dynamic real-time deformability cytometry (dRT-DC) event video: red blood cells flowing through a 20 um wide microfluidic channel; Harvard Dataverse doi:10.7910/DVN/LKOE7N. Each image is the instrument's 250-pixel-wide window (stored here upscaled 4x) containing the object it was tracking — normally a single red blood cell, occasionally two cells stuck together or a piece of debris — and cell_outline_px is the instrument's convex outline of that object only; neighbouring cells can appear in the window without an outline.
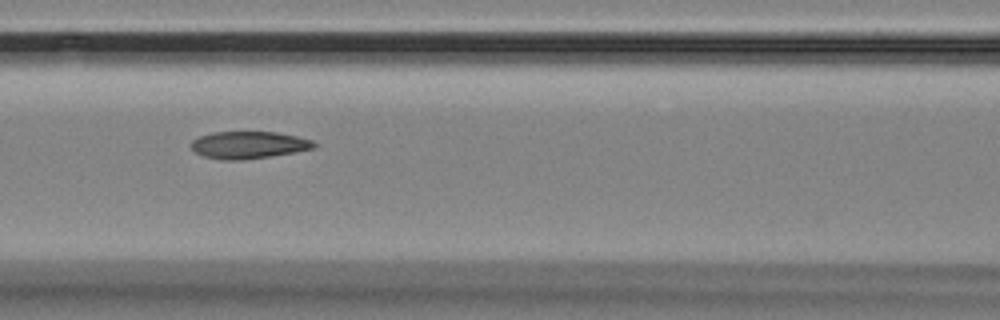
{"species": "Egyptian fruit bat (a non-hibernating species)", "species_latin": "Rousettus aegyptiacus", "temperature_condition": "room temperature", "stored_images_in_passage": 14, "camera_frame_rate_fps": 3000, "um_per_image_px": 0.085, "animal": {"sex": "female"}, "frame": {"image": 1, "passage_image": 8, "time_ms": 8.0, "image_size_px": [1000, 320], "cell_outline_px": [[316, 148], [244, 160], [220, 160], [204, 156], [196, 152], [192, 148], [192, 140], [200, 136], [212, 132], [276, 132], [296, 136], [312, 140], [316, 144]], "centroid_in_image_um": [21.12, 12.32], "position_along_channel_um": 145.5, "area_um2": 19.31}}
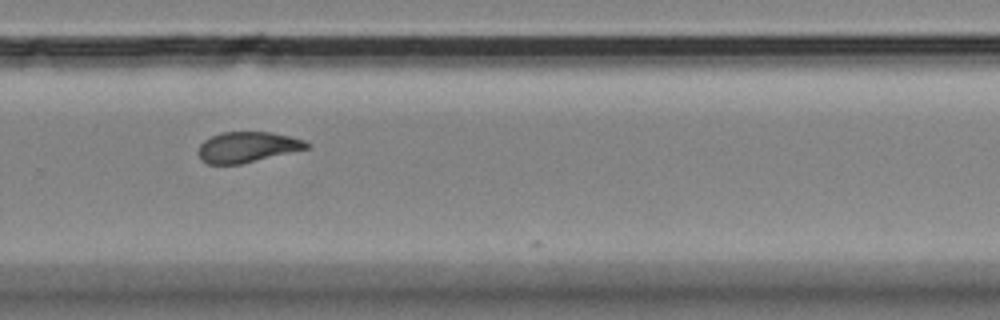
{"frame": {"image": 2, "passage_image": 12, "time_ms": 12.667, "image_size_px": [1000, 320], "cell_outline_px": [[312, 144], [308, 148], [240, 164], [208, 164], [200, 160], [196, 152], [200, 144], [204, 140], [220, 132], [272, 132], [304, 140]], "centroid_in_image_um": [20.98, 12.5], "position_along_channel_um": 308.8, "area_um2": 19.31}}
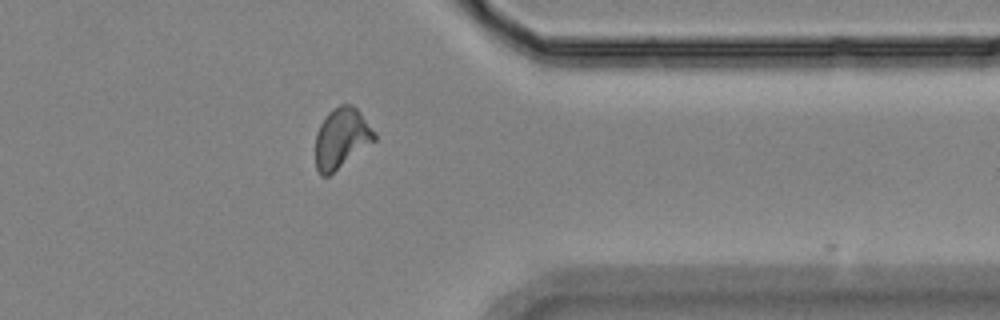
{"frame": {"image": 3, "passage_image": 14, "time_ms": 15.0, "image_size_px": [1000, 320], "cell_outline_px": [[376, 140], [328, 176], [320, 176], [316, 168], [316, 132], [320, 124], [328, 112], [332, 108], [340, 104], [352, 104], [360, 112], [376, 132]], "centroid_in_image_um": [29.03, 11.73], "position_along_channel_um": 382.4, "area_um2": 20.75}, "authors_computed_cell_mechanics": {"area_um2": 20.6057, "velocity_mm_per_s": 3.5186, "shape_relaxation_time_tau1_ms": null, "shape_relaxation_time_tau2_ms": 2.3114, "deformation_change_tau1": null, "deformation_change_tau2": 0.0687}}